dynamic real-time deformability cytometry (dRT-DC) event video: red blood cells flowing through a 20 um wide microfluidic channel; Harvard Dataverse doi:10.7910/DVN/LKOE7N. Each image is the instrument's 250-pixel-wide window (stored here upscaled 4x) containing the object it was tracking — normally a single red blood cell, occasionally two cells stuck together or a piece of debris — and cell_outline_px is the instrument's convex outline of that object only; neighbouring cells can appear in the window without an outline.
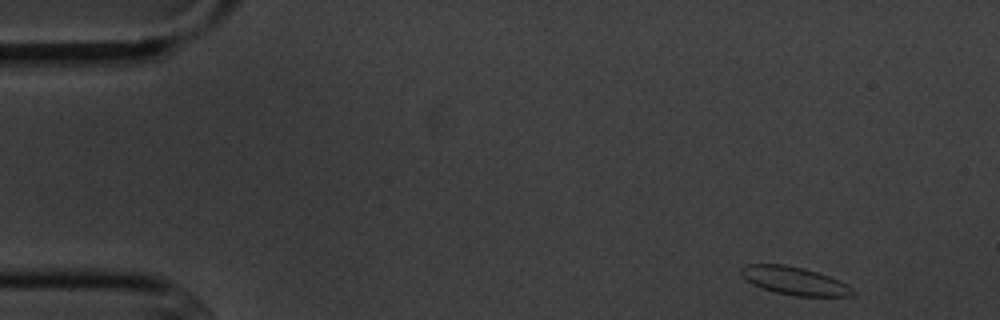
{"species": "common noctule bat (a hibernating species)", "species_latin": "Nyctalus noctula", "temperature_condition": "cold", "stored_images_in_passage": 4, "camera_frame_rate_fps": 3000, "um_per_image_px": 0.085, "animal": {"sex": "male", "body_mass_g": 20.1, "forearm_length_mm": 53.5}, "frame": {"image": 1, "passage_image": 4, "time_ms": 3.667, "image_size_px": [1000, 320], "cell_outline_px": [[856, 292], [848, 296], [796, 296], [776, 292], [752, 284], [740, 272], [740, 268], [748, 264], [784, 264], [804, 268], [840, 280], [852, 288]], "centroid_in_image_um": [67.54, 23.86], "position_along_channel_um": 17.5, "area_um2": 17.98}}